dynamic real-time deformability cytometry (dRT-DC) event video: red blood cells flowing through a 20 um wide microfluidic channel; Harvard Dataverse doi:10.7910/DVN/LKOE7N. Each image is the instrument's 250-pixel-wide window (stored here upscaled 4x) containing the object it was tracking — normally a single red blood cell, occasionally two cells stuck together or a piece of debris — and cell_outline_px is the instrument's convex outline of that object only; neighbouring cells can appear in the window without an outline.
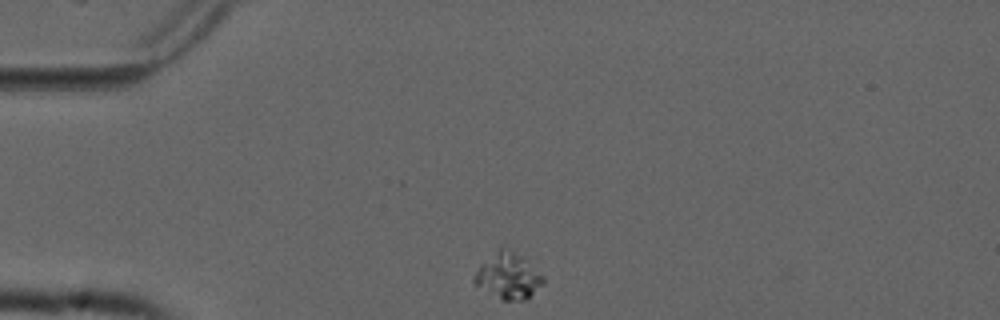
{"species": "common noctule bat (a hibernating species)", "species_latin": "Nyctalus noctula", "temperature_condition": "cold", "stored_images_in_passage": 43, "camera_frame_rate_fps": 3000, "um_per_image_px": 0.085, "animal": {"sex": "male", "forearm_length_mm": 52.5}, "frame": {"image": 1, "passage_image": 1, "time_ms": 0.0, "image_size_px": [1000, 320], "cell_outline_px": [[544, 284], [524, 300], [504, 300], [476, 284], [472, 280], [472, 276], [500, 244], [504, 244], [520, 256], [544, 276]], "centroid_in_image_um": [43.2, 23.41], "position_along_channel_um": 41.8, "area_um2": 18.09}}
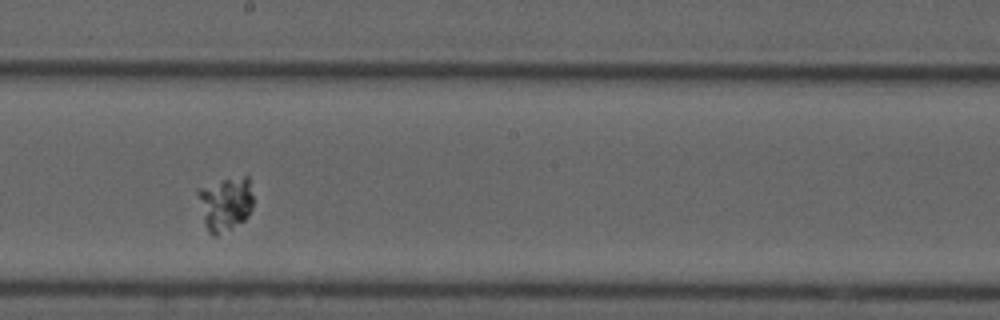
{"frame": {"image": 2, "passage_image": 19, "time_ms": 6.0, "image_size_px": [1000, 320], "cell_outline_px": [[252, 208], [248, 216], [244, 220], [216, 236], [212, 236], [208, 232], [204, 224], [196, 192], [196, 188], [224, 180], [244, 176], [248, 176], [252, 196]], "centroid_in_image_um": [19.11, 17.33], "position_along_channel_um": 229.1, "area_um2": 17.34}}
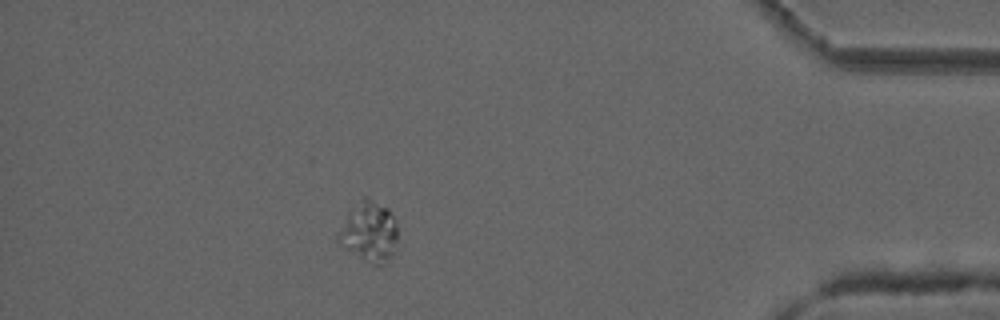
{"frame": {"image": 3, "passage_image": 37, "time_ms": 12.0, "image_size_px": [1000, 320], "cell_outline_px": [[396, 240], [392, 252], [388, 260], [380, 264], [372, 264], [336, 244], [336, 236], [348, 212], [364, 196], [368, 196], [388, 208], [396, 220]], "centroid_in_image_um": [31.34, 19.67], "position_along_channel_um": 403.9, "area_um2": 20.75}}